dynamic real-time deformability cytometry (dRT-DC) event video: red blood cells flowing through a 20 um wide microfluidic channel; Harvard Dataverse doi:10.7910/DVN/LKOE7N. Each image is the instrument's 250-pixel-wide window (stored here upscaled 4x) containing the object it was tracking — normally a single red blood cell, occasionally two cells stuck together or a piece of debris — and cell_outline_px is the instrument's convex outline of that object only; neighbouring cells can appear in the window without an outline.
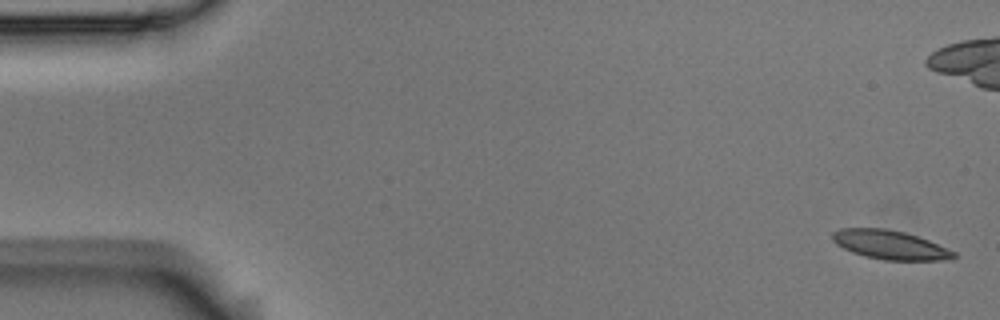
{"species": "Egyptian fruit bat (a non-hibernating species)", "species_latin": "Rousettus aegyptiacus", "temperature_condition": "room temperature", "stored_images_in_passage": 16, "camera_frame_rate_fps": 3000, "um_per_image_px": 0.085, "animal": {"sex": "male"}, "frame": {"image": 1, "passage_image": 1, "time_ms": 0.0, "image_size_px": [1000, 320], "cell_outline_px": [[956, 256], [952, 260], [884, 260], [864, 256], [852, 252], [836, 244], [832, 240], [832, 232], [840, 228], [884, 228], [904, 232], [928, 240], [956, 252]], "centroid_in_image_um": [75.64, 20.81], "position_along_channel_um": 9.4, "area_um2": 20.46}}
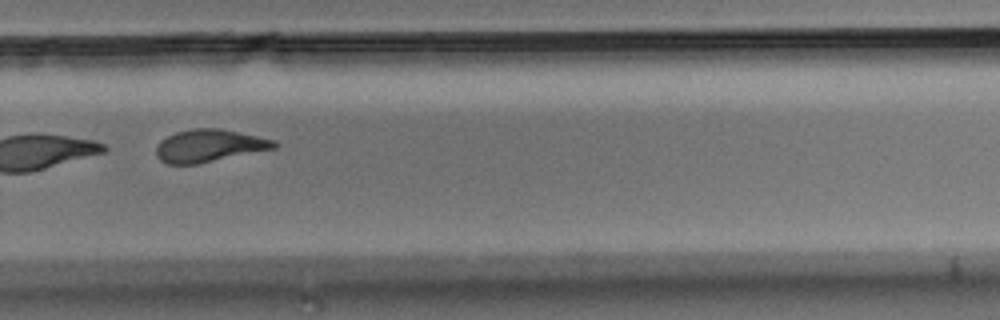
{"frame": {"image": 2, "passage_image": 12, "time_ms": 3.667, "image_size_px": [1000, 320], "cell_outline_px": [[280, 144], [276, 148], [196, 164], [168, 164], [160, 160], [156, 156], [156, 144], [160, 140], [176, 132], [192, 128], [220, 128], [276, 140]], "centroid_in_image_um": [17.78, 12.38], "position_along_channel_um": 312.0, "area_um2": 22.43}}